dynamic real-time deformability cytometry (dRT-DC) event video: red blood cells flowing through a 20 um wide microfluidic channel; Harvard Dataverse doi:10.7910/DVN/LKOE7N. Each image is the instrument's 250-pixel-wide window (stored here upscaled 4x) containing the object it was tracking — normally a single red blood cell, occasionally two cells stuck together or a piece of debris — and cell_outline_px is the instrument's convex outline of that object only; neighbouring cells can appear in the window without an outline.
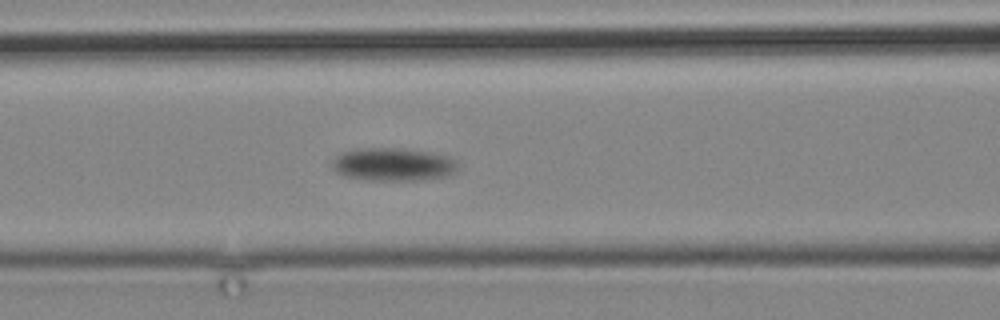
{"species": "common noctule bat (a hibernating species)", "species_latin": "Nyctalus noctula", "temperature_condition": "cold", "stored_images_in_passage": 14, "camera_frame_rate_fps": 3000, "um_per_image_px": 0.085, "animal": {"sex": "male", "body_mass_g": 19.2, "forearm_length_mm": 51.8}, "frame": {"image": 1, "passage_image": 14, "time_ms": 16.0, "image_size_px": [1000, 320], "cell_outline_px": [[460, 168], [456, 172], [448, 176], [420, 180], [368, 180], [340, 176], [332, 168], [332, 160], [336, 156], [344, 152], [360, 148], [404, 148], [436, 152], [448, 156], [456, 160]], "centroid_in_image_um": [33.46, 13.97], "position_along_channel_um": 133.1, "area_um2": 24.8}}